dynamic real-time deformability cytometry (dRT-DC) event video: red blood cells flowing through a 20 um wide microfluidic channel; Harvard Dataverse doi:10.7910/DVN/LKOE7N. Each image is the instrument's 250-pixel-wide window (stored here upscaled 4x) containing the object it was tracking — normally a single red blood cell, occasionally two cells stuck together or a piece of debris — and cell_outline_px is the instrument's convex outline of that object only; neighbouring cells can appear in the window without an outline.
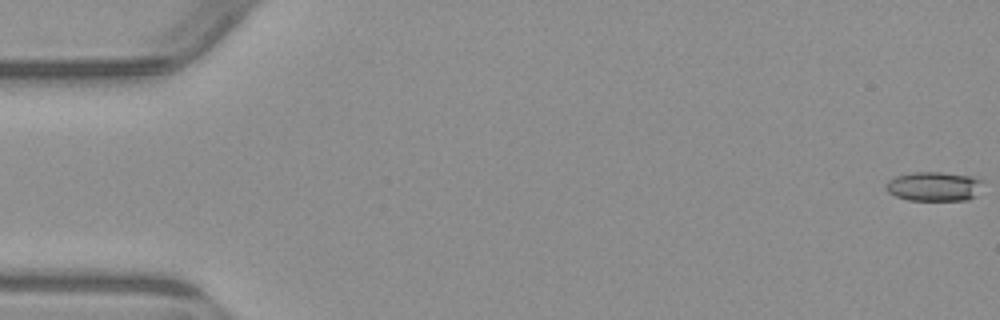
{"species": "common noctule bat (a hibernating species)", "species_latin": "Nyctalus noctula", "temperature_condition": "warm", "stored_images_in_passage": 5, "camera_frame_rate_fps": 3000, "um_per_image_px": 0.085, "animal": {"sex": "male", "body_mass_g": 23.1, "forearm_length_mm": 52.7}, "frame": {"image": 1, "passage_image": 1, "time_ms": 0.0, "image_size_px": [1000, 320], "cell_outline_px": [[984, 180], [976, 196], [968, 200], [908, 200], [896, 196], [888, 192], [884, 184], [888, 180], [896, 176], [912, 172], [940, 172], [972, 176]], "centroid_in_image_um": [79.39, 15.84], "position_along_channel_um": 5.6, "area_um2": 16.7}}
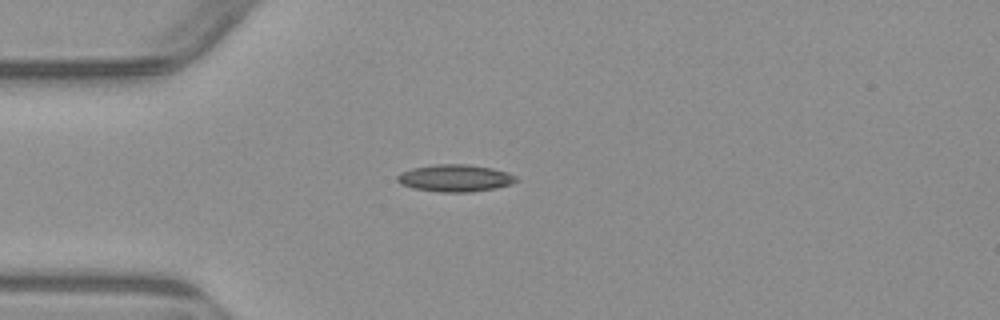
{"frame": {"image": 2, "passage_image": 5, "time_ms": 4.667, "image_size_px": [1000, 320], "cell_outline_px": [[520, 180], [512, 184], [496, 188], [472, 192], [440, 192], [412, 188], [400, 184], [396, 180], [396, 176], [400, 172], [412, 168], [436, 164], [468, 164], [492, 168], [508, 172], [516, 176]], "centroid_in_image_um": [38.69, 15.14], "position_along_channel_um": 46.3, "area_um2": 19.07}}